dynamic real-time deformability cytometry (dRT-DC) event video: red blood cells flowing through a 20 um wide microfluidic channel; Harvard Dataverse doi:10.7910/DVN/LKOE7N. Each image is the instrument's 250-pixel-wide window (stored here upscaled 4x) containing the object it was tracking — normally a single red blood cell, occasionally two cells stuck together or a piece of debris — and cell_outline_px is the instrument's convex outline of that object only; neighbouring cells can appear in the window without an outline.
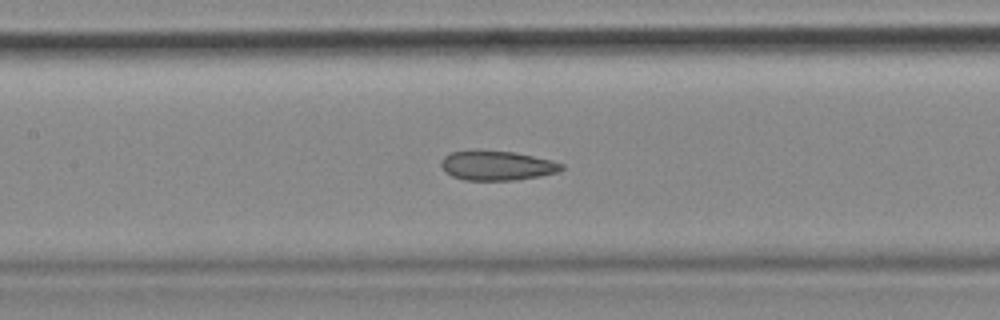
{"species": "common noctule bat (a hibernating species)", "species_latin": "Nyctalus noctula", "temperature_condition": "cold", "stored_images_in_passage": 54, "camera_frame_rate_fps": 3000, "um_per_image_px": 0.085, "animal": {"sex": "female", "body_mass_g": 18.4}, "frame": {"image": 1, "passage_image": 24, "time_ms": 7.667, "image_size_px": [1000, 320], "cell_outline_px": [[564, 168], [560, 172], [540, 176], [516, 180], [464, 180], [452, 176], [444, 172], [440, 164], [440, 160], [444, 156], [452, 152], [472, 148], [516, 152], [552, 160], [564, 164]], "centroid_in_image_um": [42.22, 14.05], "position_along_channel_um": 165.2, "area_um2": 21.44}, "authors_computed_cell_mechanics": {"area_um2": 22.1663, "velocity_mm_per_s": 3.6456, "shape_relaxation_time_tau1_ms": null, "shape_relaxation_time_tau2_ms": 2.8536, "deformation_change_tau1": null, "deformation_change_tau2": 0.0908}}